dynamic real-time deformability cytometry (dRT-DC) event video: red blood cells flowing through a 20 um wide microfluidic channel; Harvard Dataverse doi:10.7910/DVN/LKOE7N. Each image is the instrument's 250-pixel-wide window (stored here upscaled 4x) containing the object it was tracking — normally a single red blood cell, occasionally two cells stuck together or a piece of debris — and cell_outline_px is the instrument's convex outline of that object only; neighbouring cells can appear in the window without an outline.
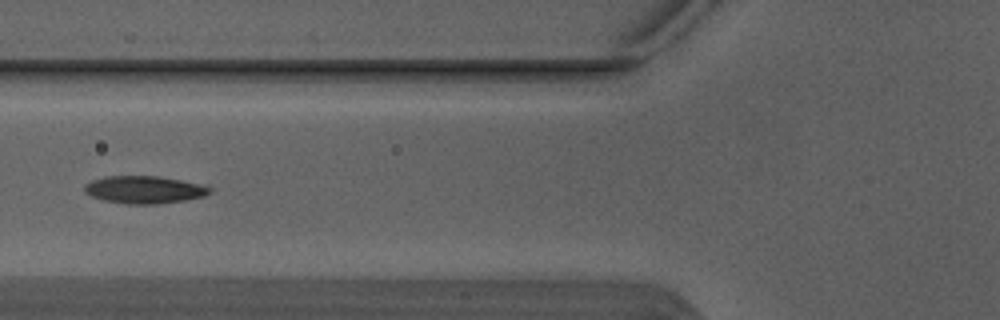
{"species": "Egyptian fruit bat (a non-hibernating species)", "species_latin": "Rousettus aegyptiacus", "temperature_condition": "warm", "stored_images_in_passage": 7, "camera_frame_rate_fps": 3000, "um_per_image_px": 0.085, "animal": {"sex": "male"}, "frame": {"image": 1, "passage_image": 6, "time_ms": 1.667, "image_size_px": [1000, 320], "cell_outline_px": [[212, 192], [204, 196], [184, 200], [156, 204], [124, 204], [104, 200], [92, 196], [84, 192], [84, 184], [92, 180], [104, 176], [160, 176], [208, 184], [212, 188]], "centroid_in_image_um": [12.32, 16.11], "position_along_channel_um": 113.5, "area_um2": 20.46}}